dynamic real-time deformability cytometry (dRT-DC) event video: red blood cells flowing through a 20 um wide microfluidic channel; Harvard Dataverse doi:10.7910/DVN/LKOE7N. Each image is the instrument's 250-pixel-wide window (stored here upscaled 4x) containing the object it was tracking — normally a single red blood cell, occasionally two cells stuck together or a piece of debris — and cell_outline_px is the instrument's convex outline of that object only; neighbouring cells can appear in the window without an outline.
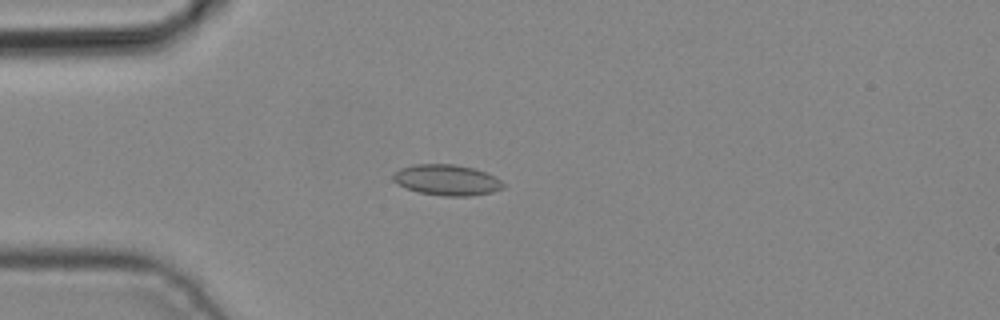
{"species": "common noctule bat (a hibernating species)", "species_latin": "Nyctalus noctula", "temperature_condition": "cold", "stored_images_in_passage": 1, "camera_frame_rate_fps": 3000, "um_per_image_px": 0.085, "animal": {"sex": "male", "body_mass_g": 19.2, "forearm_length_mm": 51.8}, "frame": {"image": 1, "passage_image": 1, "time_ms": 0.0, "image_size_px": [1000, 320], "cell_outline_px": [[504, 188], [492, 192], [472, 196], [444, 196], [420, 192], [404, 188], [396, 184], [392, 180], [392, 176], [400, 168], [416, 164], [456, 164], [476, 168], [496, 176], [504, 184]], "centroid_in_image_um": [37.99, 15.3], "position_along_channel_um": 47.0, "area_um2": 20.0}}